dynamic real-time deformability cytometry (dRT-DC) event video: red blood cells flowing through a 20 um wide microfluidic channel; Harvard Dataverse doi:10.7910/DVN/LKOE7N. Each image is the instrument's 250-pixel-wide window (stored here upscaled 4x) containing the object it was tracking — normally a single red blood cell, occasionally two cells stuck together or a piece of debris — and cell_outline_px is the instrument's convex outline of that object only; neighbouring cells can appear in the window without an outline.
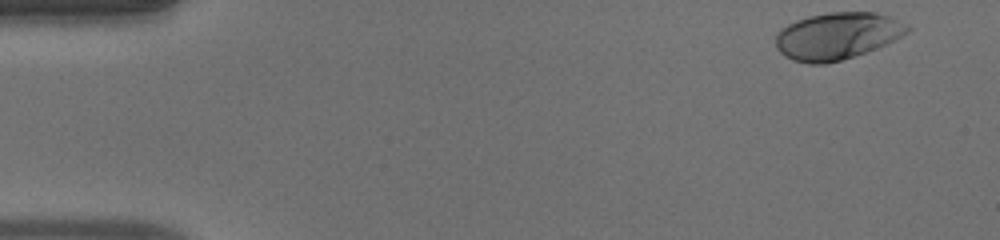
{"species": "human", "species_latin": "Homo sapiens", "temperature_condition": "warm", "stored_images_in_passage": 43, "camera_frame_rate_fps": 3000, "um_per_image_px": 0.085, "donor": {"sex": "male"}, "frame": {"image": 1, "passage_image": 1, "time_ms": 0.0, "image_size_px": [1000, 240], "cell_outline_px": [[912, 28], [908, 32], [876, 48], [840, 60], [824, 64], [808, 64], [792, 60], [784, 56], [776, 48], [776, 32], [788, 24], [796, 20], [808, 16], [828, 12], [876, 12], [892, 16], [908, 24]], "centroid_in_image_um": [71.15, 3.04], "position_along_channel_um": 13.9, "area_um2": 36.13}}
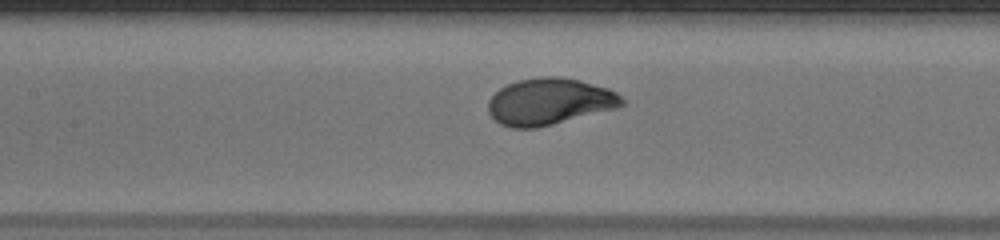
{"frame": {"image": 2, "passage_image": 22, "time_ms": 7.0, "image_size_px": [1000, 240], "cell_outline_px": [[624, 104], [616, 108], [536, 128], [512, 128], [500, 124], [488, 112], [488, 100], [500, 88], [508, 84], [520, 80], [540, 76], [560, 76], [580, 80], [608, 88], [616, 92], [624, 100]], "centroid_in_image_um": [46.69, 8.62], "position_along_channel_um": 160.7, "area_um2": 36.18}}
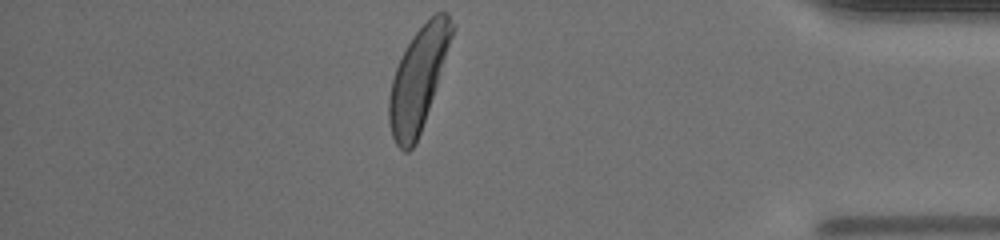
{"frame": {"image": 3, "passage_image": 43, "time_ms": 14.0, "image_size_px": [1000, 240], "cell_outline_px": [[456, 28], [416, 144], [408, 152], [404, 152], [396, 144], [392, 136], [388, 124], [388, 96], [392, 80], [396, 68], [412, 36], [436, 12], [448, 12]], "centroid_in_image_um": [35.54, 6.72], "position_along_channel_um": 399.7, "area_um2": 37.11}, "authors_computed_cell_mechanics": {"area_um2": 35.6626, "velocity_mm_per_s": 3.9236, "shape_relaxation_time_tau1_ms": 2.2399, "shape_relaxation_time_tau2_ms": null, "deformation_change_tau1": 0.1602, "deformation_change_tau2": null}}